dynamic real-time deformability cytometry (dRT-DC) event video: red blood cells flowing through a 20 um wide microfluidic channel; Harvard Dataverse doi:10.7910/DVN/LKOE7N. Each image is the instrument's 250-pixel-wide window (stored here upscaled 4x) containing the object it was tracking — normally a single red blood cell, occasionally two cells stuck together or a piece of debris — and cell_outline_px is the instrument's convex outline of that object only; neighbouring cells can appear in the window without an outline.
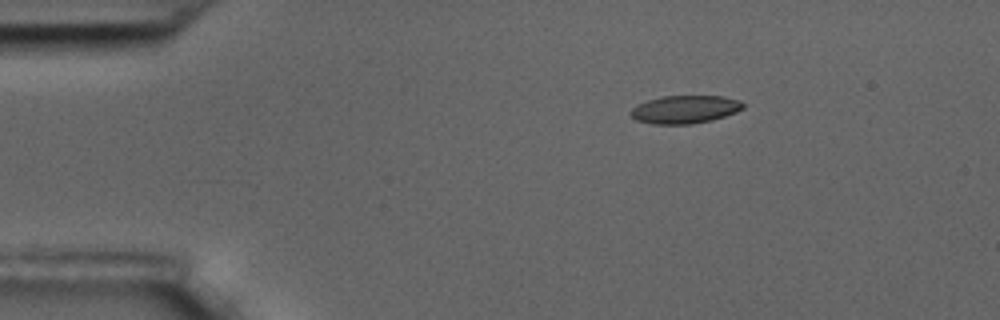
{"species": "common noctule bat (a hibernating species)", "species_latin": "Nyctalus noctula", "temperature_condition": "room temperature", "stored_images_in_passage": 3, "segment_of_instrument_passage": [1, 2], "camera_frame_rate_fps": 3000, "um_per_image_px": 0.085, "animal": {"sex": "male", "body_mass_g": 17.5, "forearm_length_mm": 52.3}, "frame": {"image": 1, "passage_image": 1, "time_ms": 0.0, "image_size_px": [1000, 320], "cell_outline_px": [[744, 108], [736, 112], [712, 120], [692, 124], [652, 124], [636, 120], [628, 112], [632, 108], [648, 100], [664, 96], [724, 96], [740, 100], [744, 104]], "centroid_in_image_um": [58.23, 9.3], "position_along_channel_um": 26.8, "area_um2": 18.32}}